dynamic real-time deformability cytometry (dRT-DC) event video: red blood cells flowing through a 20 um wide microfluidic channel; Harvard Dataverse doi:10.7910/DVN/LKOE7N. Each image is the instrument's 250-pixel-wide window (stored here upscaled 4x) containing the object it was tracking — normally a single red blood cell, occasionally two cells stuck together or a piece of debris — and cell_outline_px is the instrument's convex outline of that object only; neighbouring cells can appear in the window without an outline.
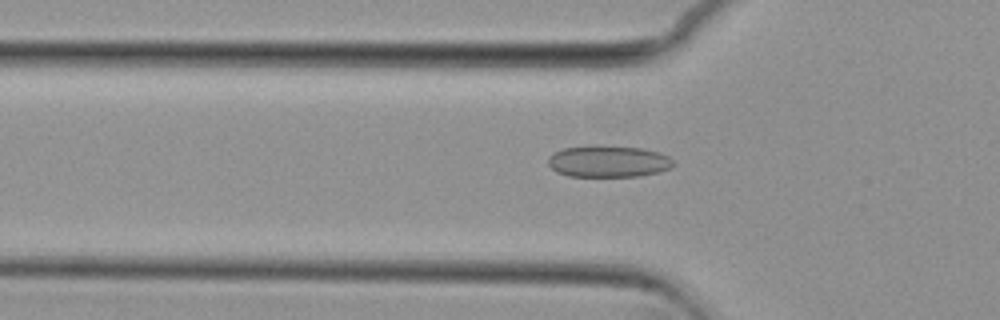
{"species": "common noctule bat (a hibernating species)", "species_latin": "Nyctalus noctula", "temperature_condition": "cold", "stored_images_in_passage": 52, "camera_frame_rate_fps": 3000, "um_per_image_px": 0.085, "animal": {"sex": "female", "body_mass_g": 29.2, "forearm_length_mm": 56.3}, "frame": {"image": 1, "passage_image": 15, "time_ms": 4.667, "image_size_px": [1000, 320], "cell_outline_px": [[676, 164], [668, 168], [656, 172], [640, 176], [568, 176], [556, 172], [548, 164], [548, 156], [552, 152], [564, 148], [592, 144], [644, 148], [668, 156]], "centroid_in_image_um": [51.65, 13.69], "position_along_channel_um": 74.2, "area_um2": 23.35}}
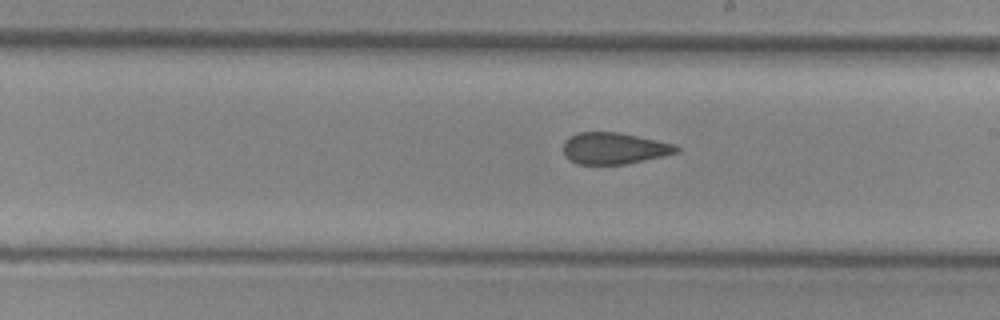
{"frame": {"image": 2, "passage_image": 28, "time_ms": 9.0, "image_size_px": [1000, 320], "cell_outline_px": [[680, 152], [644, 160], [624, 164], [576, 164], [564, 152], [564, 140], [568, 136], [576, 132], [620, 132], [676, 144], [680, 148]], "centroid_in_image_um": [52.22, 12.59], "position_along_channel_um": 236.8, "area_um2": 20.81}}
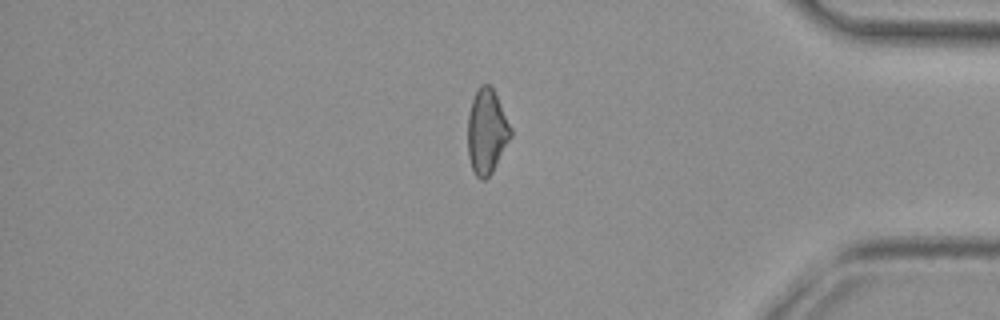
{"frame": {"image": 3, "passage_image": 43, "time_ms": 14.0, "image_size_px": [1000, 320], "cell_outline_px": [[512, 136], [492, 172], [484, 180], [480, 180], [476, 176], [472, 168], [468, 156], [468, 116], [472, 100], [480, 84], [488, 84], [492, 88], [512, 128]], "centroid_in_image_um": [41.37, 11.2], "position_along_channel_um": 393.8, "area_um2": 21.04}, "authors_computed_cell_mechanics": {"area_um2": 21.964, "velocity_mm_per_s": 3.7409, "shape_relaxation_time_tau1_ms": null, "shape_relaxation_time_tau2_ms": 2.0691, "deformation_change_tau1": null, "deformation_change_tau2": 0.1031}}